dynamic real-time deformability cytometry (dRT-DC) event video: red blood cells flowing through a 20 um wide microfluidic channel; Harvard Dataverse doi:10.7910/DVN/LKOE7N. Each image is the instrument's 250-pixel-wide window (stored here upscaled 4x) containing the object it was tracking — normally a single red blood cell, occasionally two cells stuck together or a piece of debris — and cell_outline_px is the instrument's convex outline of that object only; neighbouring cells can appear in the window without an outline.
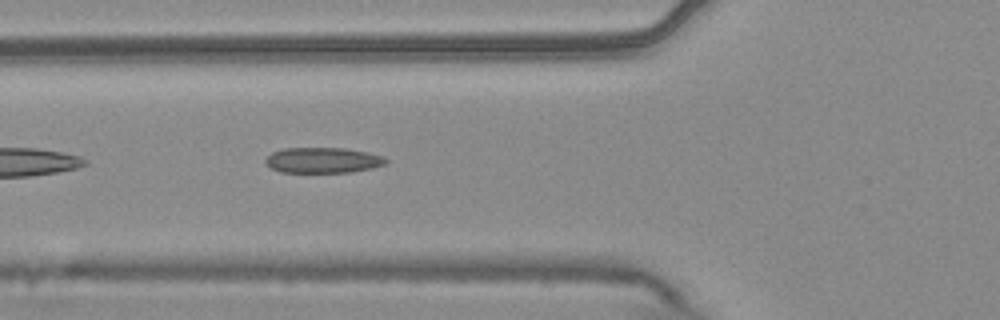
{"species": "common noctule bat (a hibernating species)", "species_latin": "Nyctalus noctula", "temperature_condition": "warm", "stored_images_in_passage": 16, "camera_frame_rate_fps": 3000, "um_per_image_px": 0.085, "animal": {"sex": "male", "body_mass_g": 20.4}, "frame": {"image": 1, "passage_image": 5, "time_ms": 1.333, "image_size_px": [1000, 320], "cell_outline_px": [[388, 164], [372, 168], [348, 172], [280, 172], [272, 168], [264, 160], [272, 152], [284, 148], [344, 148], [368, 152], [384, 156], [388, 160]], "centroid_in_image_um": [27.49, 13.61], "position_along_channel_um": 98.3, "area_um2": 17.92}}
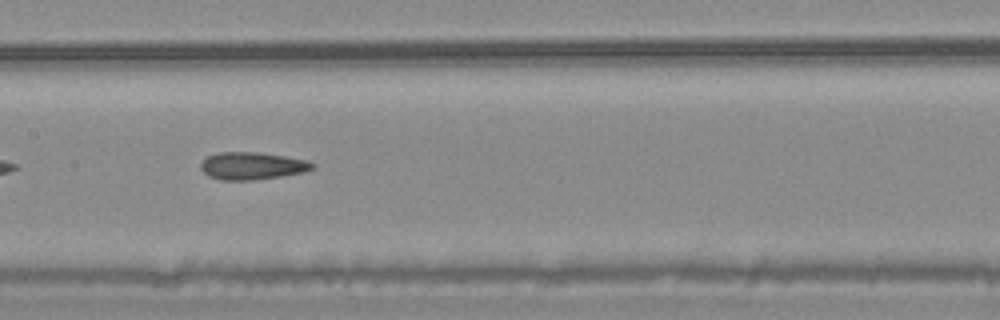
{"frame": {"image": 2, "passage_image": 12, "time_ms": 3.667, "image_size_px": [1000, 320], "cell_outline_px": [[316, 164], [312, 168], [304, 172], [280, 176], [252, 180], [220, 180], [208, 176], [200, 168], [200, 164], [208, 156], [220, 152], [256, 152], [284, 156], [308, 160]], "centroid_in_image_um": [21.42, 14.1], "position_along_channel_um": 186.0, "area_um2": 17.74}}